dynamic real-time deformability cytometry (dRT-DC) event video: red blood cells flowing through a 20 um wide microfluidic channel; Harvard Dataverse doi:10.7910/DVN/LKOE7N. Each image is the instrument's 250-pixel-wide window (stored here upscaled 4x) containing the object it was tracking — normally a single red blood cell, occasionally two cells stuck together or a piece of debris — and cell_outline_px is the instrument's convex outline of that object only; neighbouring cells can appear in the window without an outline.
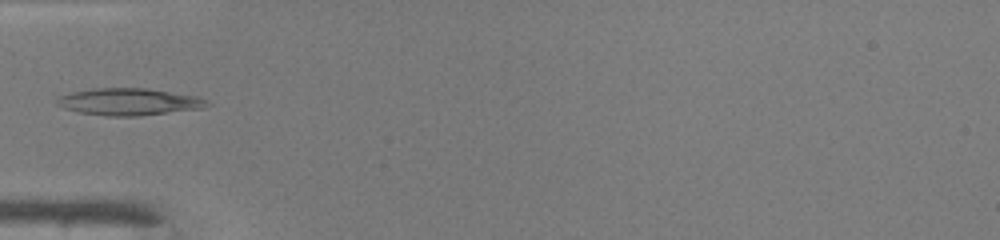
{"species": "common noctule bat (a hibernating species)", "species_latin": "Nyctalus noctula", "temperature_condition": "warm", "stored_images_in_passage": 32, "camera_frame_rate_fps": 3000, "um_per_image_px": 0.085, "animal": {"sex": "male", "body_mass_g": 19.0, "forearm_length_mm": 50.8}, "frame": {"image": 1, "passage_image": 1, "time_ms": 0.0, "image_size_px": [1000, 240], "cell_outline_px": [[212, 104], [200, 108], [140, 116], [108, 116], [80, 112], [64, 108], [56, 104], [56, 100], [60, 96], [72, 92], [96, 88], [148, 88], [200, 96]], "centroid_in_image_um": [10.99, 8.64], "position_along_channel_um": 74.0, "area_um2": 23.58}}
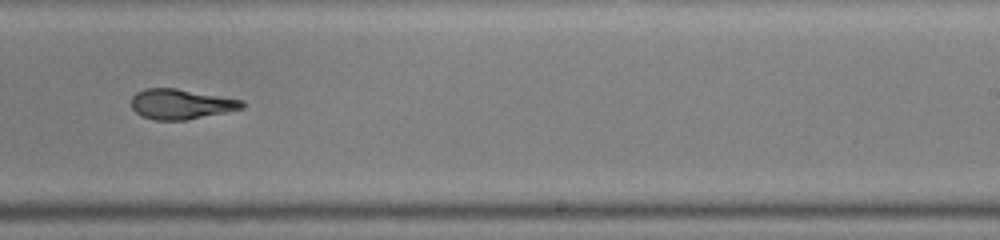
{"frame": {"image": 2, "passage_image": 15, "time_ms": 4.667, "image_size_px": [1000, 240], "cell_outline_px": [[244, 108], [184, 120], [156, 120], [140, 116], [132, 108], [132, 96], [136, 92], [144, 88], [176, 88], [244, 100]], "centroid_in_image_um": [15.35, 8.84], "position_along_channel_um": 273.6, "area_um2": 19.36}}
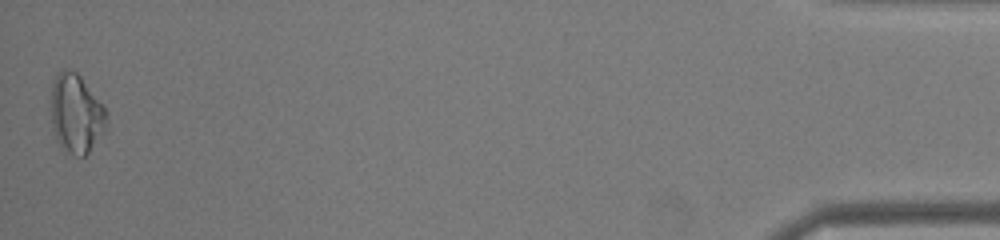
{"frame": {"image": 3, "passage_image": 32, "time_ms": 10.333, "image_size_px": [1000, 240], "cell_outline_px": [[104, 132], [88, 152], [84, 156], [76, 156], [60, 144], [56, 140], [52, 124], [52, 80], [56, 72], [64, 68], [76, 72], [80, 76], [104, 104]], "centroid_in_image_um": [6.45, 9.6], "position_along_channel_um": 428.8, "area_um2": 25.09}}